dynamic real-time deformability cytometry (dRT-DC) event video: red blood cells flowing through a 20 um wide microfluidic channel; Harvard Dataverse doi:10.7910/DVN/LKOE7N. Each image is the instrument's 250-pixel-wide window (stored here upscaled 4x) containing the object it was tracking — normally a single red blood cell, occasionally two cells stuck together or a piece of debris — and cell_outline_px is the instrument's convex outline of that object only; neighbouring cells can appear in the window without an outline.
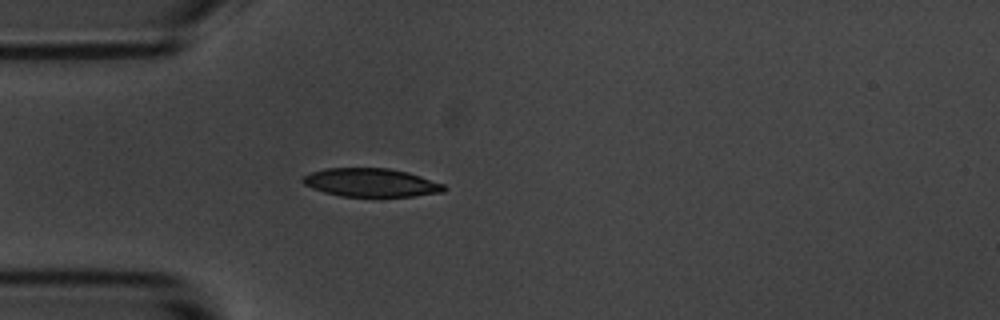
{"species": "common noctule bat (a hibernating species)", "species_latin": "Nyctalus noctula", "temperature_condition": "room temperature", "stored_images_in_passage": 3, "camera_frame_rate_fps": 3000, "um_per_image_px": 0.085, "animal": {"sex": "male", "body_mass_g": 20.1, "forearm_length_mm": 53.5}, "frame": {"image": 1, "passage_image": 3, "time_ms": 3.333, "image_size_px": [1000, 320], "cell_outline_px": [[448, 188], [444, 192], [412, 196], [340, 196], [324, 192], [312, 188], [304, 184], [300, 180], [304, 176], [312, 172], [324, 168], [388, 168], [408, 172], [444, 184]], "centroid_in_image_um": [31.54, 15.51], "position_along_channel_um": 53.5, "area_um2": 23.35}}